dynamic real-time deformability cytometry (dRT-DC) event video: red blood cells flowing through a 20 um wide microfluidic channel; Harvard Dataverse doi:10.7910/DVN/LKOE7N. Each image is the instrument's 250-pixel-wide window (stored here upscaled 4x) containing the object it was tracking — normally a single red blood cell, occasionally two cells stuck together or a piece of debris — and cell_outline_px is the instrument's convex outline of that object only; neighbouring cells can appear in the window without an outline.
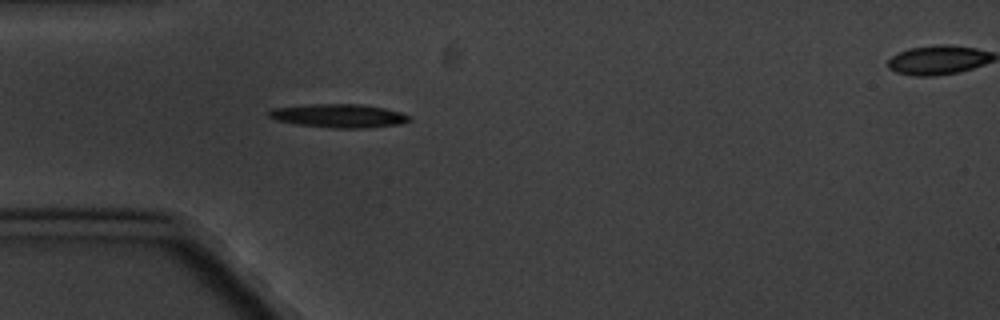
{"species": "common noctule bat (a hibernating species)", "species_latin": "Nyctalus noctula", "temperature_condition": "cold", "stored_images_in_passage": 6, "segment_of_instrument_passage": [1, 2], "camera_frame_rate_fps": 3000, "um_per_image_px": 0.085, "animal": {"sex": "male", "body_mass_g": 20.1, "forearm_length_mm": 53.5}, "frame": {"image": 1, "passage_image": 5, "time_ms": 4.667, "image_size_px": [1000, 320], "cell_outline_px": [[412, 120], [400, 124], [364, 128], [332, 128], [296, 124], [276, 120], [268, 116], [268, 112], [272, 108], [308, 104], [360, 104], [384, 108], [400, 112], [412, 116]], "centroid_in_image_um": [28.81, 9.84], "position_along_channel_um": 56.2, "area_um2": 19.36}}